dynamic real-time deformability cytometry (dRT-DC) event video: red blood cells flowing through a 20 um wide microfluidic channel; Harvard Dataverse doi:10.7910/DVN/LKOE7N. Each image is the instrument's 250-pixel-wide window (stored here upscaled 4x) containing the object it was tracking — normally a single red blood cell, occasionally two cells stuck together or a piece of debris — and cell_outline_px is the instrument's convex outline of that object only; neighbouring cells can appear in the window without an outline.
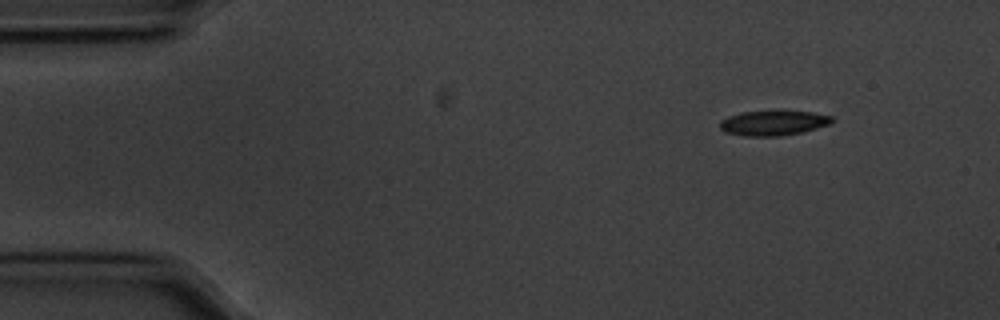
{"species": "common noctule bat (a hibernating species)", "species_latin": "Nyctalus noctula", "temperature_condition": "cold", "stored_images_in_passage": 51, "camera_frame_rate_fps": 3000, "um_per_image_px": 0.085, "animal": {"sex": "male", "body_mass_g": 20.1, "forearm_length_mm": 53.5}, "frame": {"image": 1, "passage_image": 1, "time_ms": 0.0, "image_size_px": [1000, 320], "cell_outline_px": [[832, 120], [828, 124], [816, 128], [800, 132], [780, 136], [744, 136], [724, 132], [720, 128], [720, 120], [728, 116], [740, 112], [812, 112], [832, 116]], "centroid_in_image_um": [65.66, 10.47], "position_along_channel_um": 19.3, "area_um2": 15.9}}
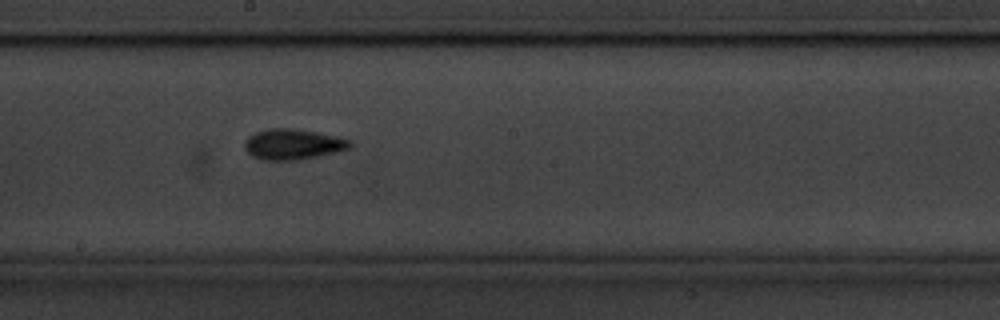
{"frame": {"image": 2, "passage_image": 25, "time_ms": 8.0, "image_size_px": [1000, 320], "cell_outline_px": [[352, 144], [348, 148], [336, 152], [320, 156], [296, 160], [264, 160], [252, 156], [244, 148], [244, 144], [248, 136], [256, 132], [268, 128], [292, 128], [316, 132], [336, 136], [352, 140]], "centroid_in_image_um": [24.89, 12.26], "position_along_channel_um": 223.3, "area_um2": 18.79}}
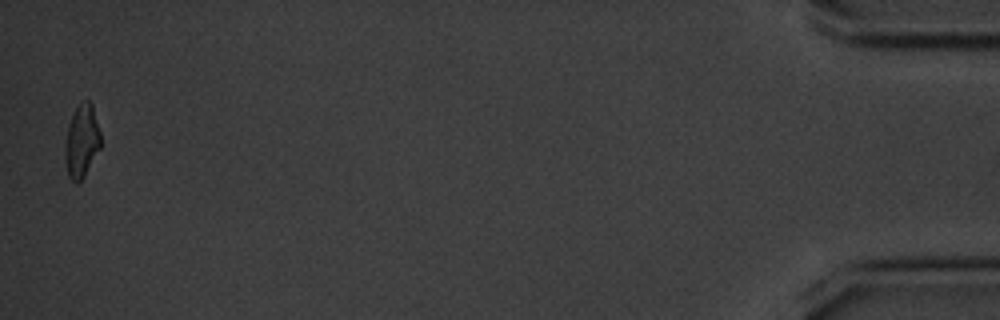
{"frame": {"image": 3, "passage_image": 50, "time_ms": 16.333, "image_size_px": [1000, 320], "cell_outline_px": [[100, 148], [84, 176], [76, 184], [68, 176], [64, 160], [64, 144], [68, 124], [80, 100], [88, 100], [92, 104], [100, 132]], "centroid_in_image_um": [6.92, 11.99], "position_along_channel_um": 428.3, "area_um2": 15.26}, "authors_computed_cell_mechanics": {"area_um2": 16.4152, "velocity_mm_per_s": 3.5659, "shape_relaxation_time_tau1_ms": 4.6534, "shape_relaxation_time_tau2_ms": 5.5275, "deformation_change_tau1": 0.2222, "deformation_change_tau2": 0.1395}}